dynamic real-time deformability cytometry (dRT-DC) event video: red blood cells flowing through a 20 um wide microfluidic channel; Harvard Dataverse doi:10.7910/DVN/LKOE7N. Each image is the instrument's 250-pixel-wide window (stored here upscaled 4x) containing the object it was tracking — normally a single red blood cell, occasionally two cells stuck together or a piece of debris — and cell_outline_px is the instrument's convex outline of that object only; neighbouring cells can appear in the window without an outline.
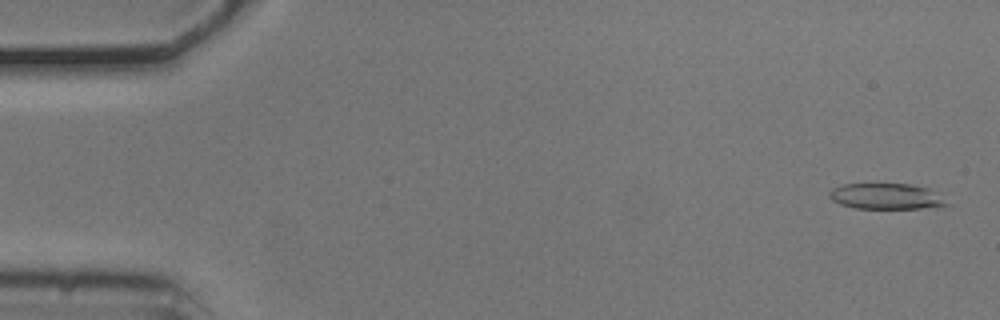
{"species": "common noctule bat (a hibernating species)", "species_latin": "Nyctalus noctula", "temperature_condition": "cold", "stored_images_in_passage": 54, "camera_frame_rate_fps": 3000, "um_per_image_px": 0.085, "animal": {"sex": "male", "body_mass_g": 20.5, "forearm_length_mm": 52.5}, "frame": {"image": 1, "passage_image": 2, "time_ms": 0.333, "image_size_px": [1000, 320], "cell_outline_px": [[948, 204], [920, 208], [856, 208], [840, 204], [832, 200], [828, 196], [828, 192], [832, 188], [844, 184], [908, 184], [928, 188]], "centroid_in_image_um": [75.2, 16.68], "position_along_channel_um": 9.8, "area_um2": 17.17}}
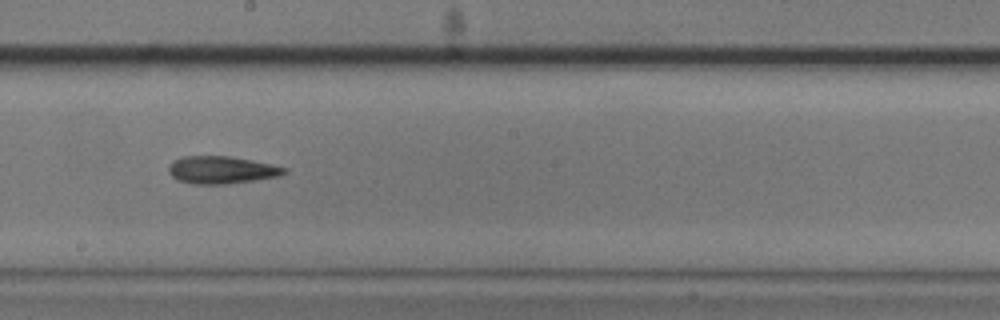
{"frame": {"image": 2, "passage_image": 30, "time_ms": 9.667, "image_size_px": [1000, 320], "cell_outline_px": [[288, 172], [280, 176], [224, 184], [192, 184], [176, 180], [168, 172], [168, 168], [172, 160], [184, 156], [228, 156], [252, 160], [272, 164], [288, 168]], "centroid_in_image_um": [18.82, 14.44], "position_along_channel_um": 229.4, "area_um2": 18.61}}
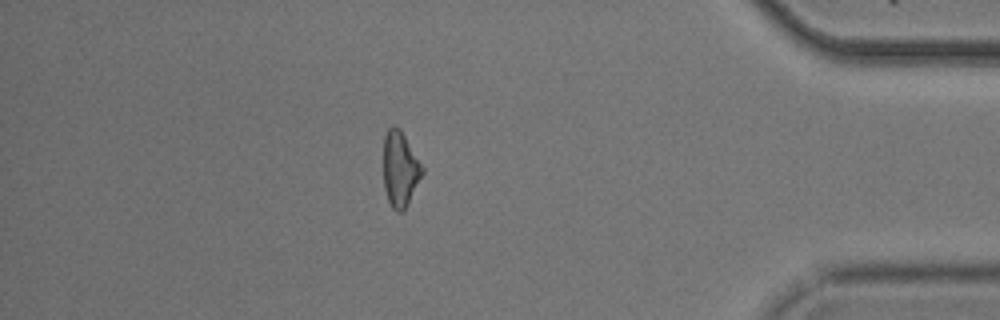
{"frame": {"image": 3, "passage_image": 47, "time_ms": 15.333, "image_size_px": [1000, 320], "cell_outline_px": [[424, 172], [408, 204], [400, 212], [396, 212], [392, 208], [388, 200], [384, 188], [384, 136], [388, 128], [392, 124], [400, 128], [424, 168]], "centroid_in_image_um": [34.01, 14.36], "position_along_channel_um": 401.2, "area_um2": 17.05}, "authors_computed_cell_mechanics": {"area_um2": 18.1492, "velocity_mm_per_s": 3.7268, "shape_relaxation_time_tau1_ms": 3.2518, "shape_relaxation_time_tau2_ms": null, "deformation_change_tau1": 0.1256, "deformation_change_tau2": null}}